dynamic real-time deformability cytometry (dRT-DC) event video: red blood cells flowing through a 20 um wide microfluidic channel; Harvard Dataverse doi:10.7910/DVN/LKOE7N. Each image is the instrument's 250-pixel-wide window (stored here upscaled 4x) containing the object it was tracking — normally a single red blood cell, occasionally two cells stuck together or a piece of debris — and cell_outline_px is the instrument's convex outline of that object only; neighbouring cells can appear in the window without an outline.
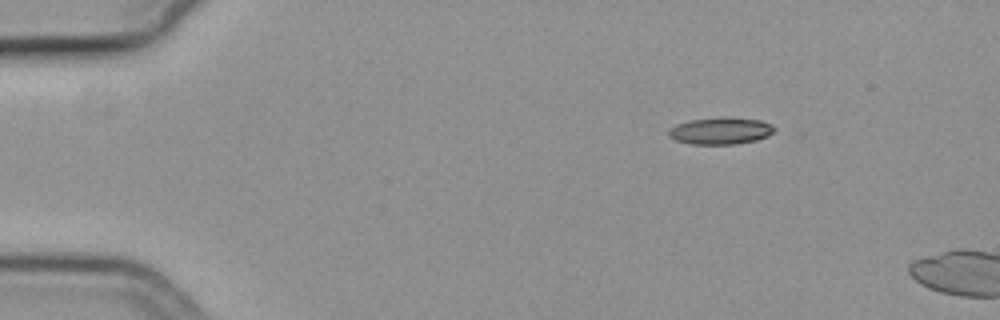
{"species": "common noctule bat (a hibernating species)", "species_latin": "Nyctalus noctula", "temperature_condition": "cold", "stored_images_in_passage": 10, "camera_frame_rate_fps": 3000, "um_per_image_px": 0.085, "animal": {"sex": "female", "body_mass_g": 19.3, "forearm_length_mm": 54.1}, "frame": {"image": 1, "passage_image": 1, "time_ms": 0.0, "image_size_px": [1000, 320], "cell_outline_px": [[772, 132], [756, 140], [732, 144], [696, 144], [676, 140], [668, 132], [672, 128], [680, 124], [692, 120], [756, 120], [768, 124], [772, 128]], "centroid_in_image_um": [61.21, 11.18], "position_along_channel_um": 23.8, "area_um2": 14.85}}